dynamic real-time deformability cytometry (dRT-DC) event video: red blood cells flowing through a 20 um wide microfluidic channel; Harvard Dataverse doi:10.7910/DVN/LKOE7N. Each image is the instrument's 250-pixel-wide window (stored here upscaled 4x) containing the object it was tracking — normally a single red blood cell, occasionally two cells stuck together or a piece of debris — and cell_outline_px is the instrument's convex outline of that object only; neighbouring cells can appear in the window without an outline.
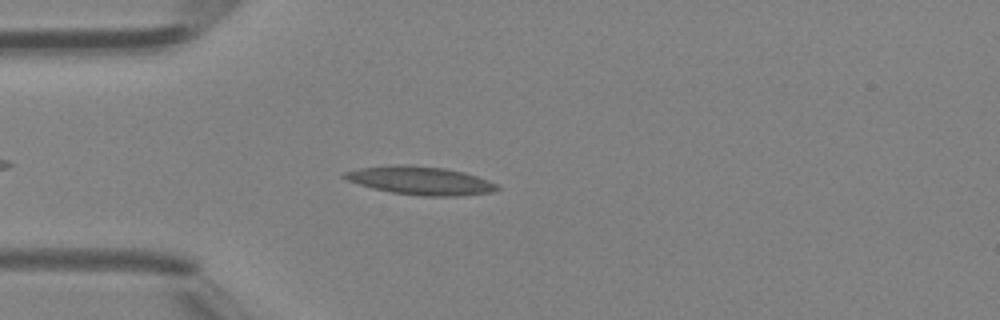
{"species": "Egyptian fruit bat (a non-hibernating species)", "species_latin": "Rousettus aegyptiacus", "temperature_condition": "room temperature", "stored_images_in_passage": 37, "camera_frame_rate_fps": 3000, "um_per_image_px": 0.085, "animal": {"sex": "female"}, "frame": {"image": 1, "passage_image": 4, "time_ms": 1.0, "image_size_px": [1000, 320], "cell_outline_px": [[500, 188], [492, 192], [456, 196], [420, 196], [392, 192], [372, 188], [348, 180], [340, 176], [344, 172], [360, 168], [396, 164], [404, 164], [444, 168], [464, 172], [488, 180], [496, 184]], "centroid_in_image_um": [35.72, 15.35], "position_along_channel_um": 49.3, "area_um2": 25.03}}
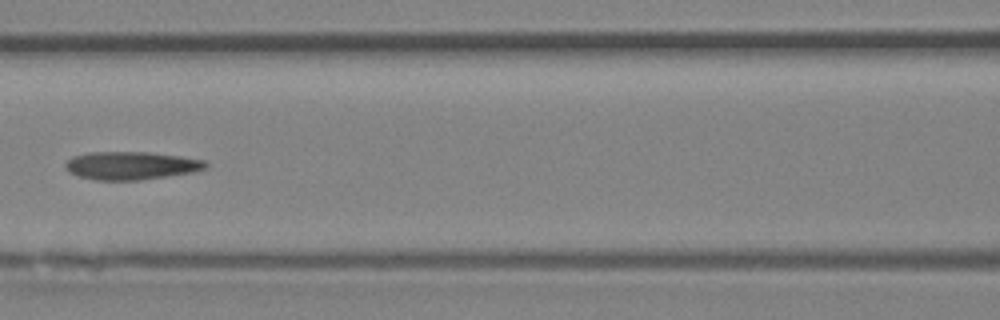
{"frame": {"image": 2, "passage_image": 12, "time_ms": 3.667, "image_size_px": [1000, 320], "cell_outline_px": [[208, 164], [204, 168], [192, 172], [140, 180], [96, 180], [76, 176], [68, 172], [64, 168], [64, 164], [72, 156], [88, 152], [148, 152], [180, 156], [204, 160]], "centroid_in_image_um": [11.07, 14.07], "position_along_channel_um": 155.5, "area_um2": 22.95}}
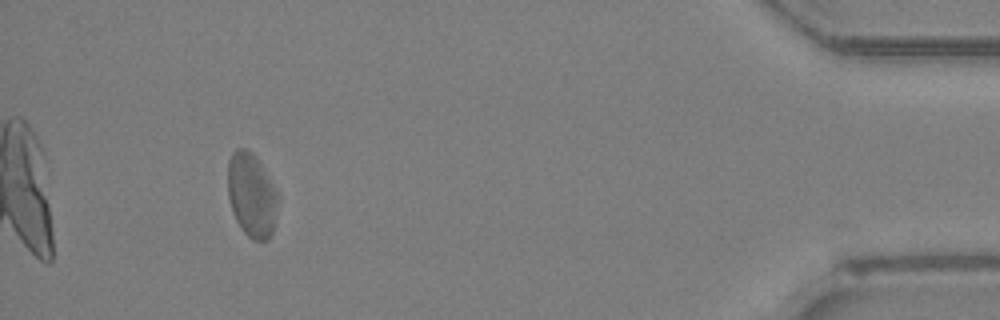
{"frame": {"image": 3, "passage_image": 34, "time_ms": 11.0, "image_size_px": [1000, 320], "cell_outline_px": [[276, 204], [272, 232], [268, 240], [252, 240], [244, 232], [236, 220], [232, 212], [228, 196], [228, 160], [232, 152], [236, 148], [248, 148], [260, 160], [276, 192]], "centroid_in_image_um": [21.34, 16.53], "position_along_channel_um": 413.9, "area_um2": 24.33}, "authors_computed_cell_mechanics": {"area_um2": 23.2356, "velocity_mm_per_s": 4.4306, "shape_relaxation_time_tau1_ms": null, "shape_relaxation_time_tau2_ms": 2.6409, "deformation_change_tau1": null, "deformation_change_tau2": 0.1143}}